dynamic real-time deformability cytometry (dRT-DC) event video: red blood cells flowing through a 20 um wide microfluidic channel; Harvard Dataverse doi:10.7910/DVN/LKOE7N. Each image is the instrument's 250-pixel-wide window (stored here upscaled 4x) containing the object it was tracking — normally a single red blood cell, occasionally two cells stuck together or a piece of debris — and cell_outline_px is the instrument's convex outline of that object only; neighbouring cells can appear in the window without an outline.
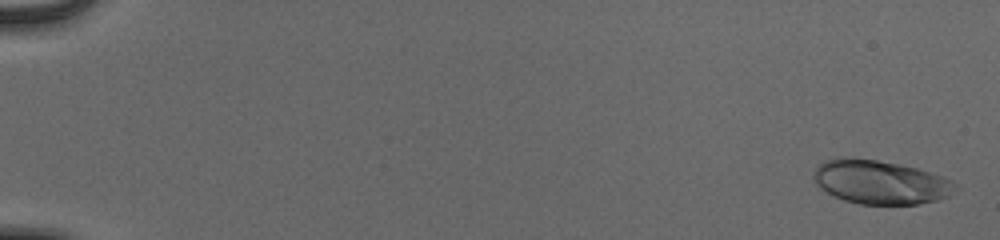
{"species": "human", "species_latin": "Homo sapiens", "temperature_condition": "cold", "stored_images_in_passage": 55, "camera_frame_rate_fps": 3000, "um_per_image_px": 0.085, "donor": {"sex": "male"}, "frame": {"image": 1, "passage_image": 2, "time_ms": 0.333, "image_size_px": [1000, 240], "cell_outline_px": [[960, 188], [948, 196], [936, 200], [916, 204], [860, 204], [844, 200], [820, 188], [816, 184], [812, 176], [816, 168], [824, 160], [840, 156], [844, 156], [876, 160], [900, 164], [916, 168], [944, 176], [952, 180]], "centroid_in_image_um": [74.83, 15.46], "position_along_channel_um": 10.2, "area_um2": 36.36}}
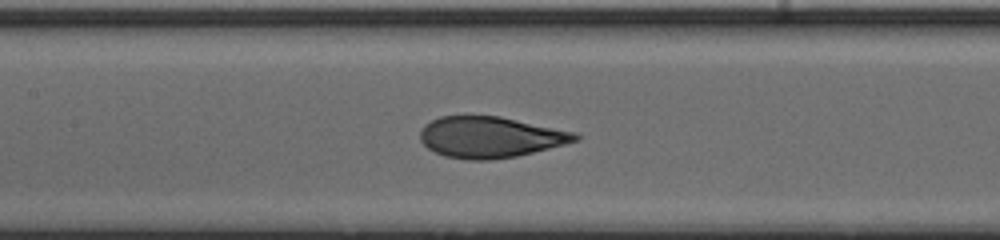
{"frame": {"image": 2, "passage_image": 29, "time_ms": 9.333, "image_size_px": [1000, 240], "cell_outline_px": [[580, 140], [516, 156], [492, 160], [468, 160], [444, 156], [428, 148], [420, 140], [420, 132], [424, 124], [440, 116], [500, 116], [576, 132], [580, 136]], "centroid_in_image_um": [41.66, 11.65], "position_along_channel_um": 165.7, "area_um2": 37.05}}
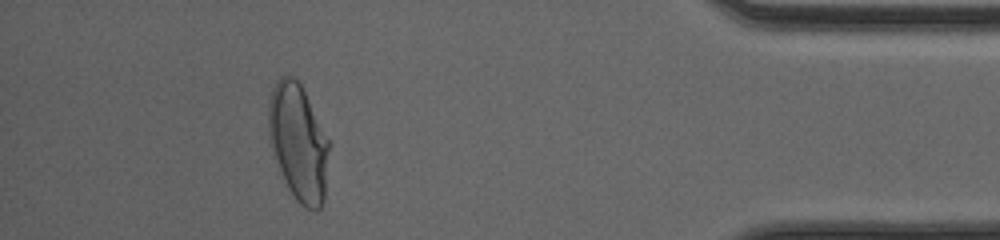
{"frame": {"image": 3, "passage_image": 51, "time_ms": 16.667, "image_size_px": [1000, 240], "cell_outline_px": [[332, 144], [324, 200], [320, 208], [316, 212], [304, 208], [296, 200], [288, 188], [284, 180], [276, 160], [268, 136], [268, 100], [272, 88], [276, 80], [280, 76], [292, 76], [300, 84]], "centroid_in_image_um": [25.39, 12.13], "position_along_channel_um": 409.8, "area_um2": 41.85}, "authors_computed_cell_mechanics": {"area_um2": 37.3388, "velocity_mm_per_s": 3.8958, "shape_relaxation_time_tau1_ms": 5.0062, "shape_relaxation_time_tau2_ms": null, "deformation_change_tau1": 0.2196, "deformation_change_tau2": null}}